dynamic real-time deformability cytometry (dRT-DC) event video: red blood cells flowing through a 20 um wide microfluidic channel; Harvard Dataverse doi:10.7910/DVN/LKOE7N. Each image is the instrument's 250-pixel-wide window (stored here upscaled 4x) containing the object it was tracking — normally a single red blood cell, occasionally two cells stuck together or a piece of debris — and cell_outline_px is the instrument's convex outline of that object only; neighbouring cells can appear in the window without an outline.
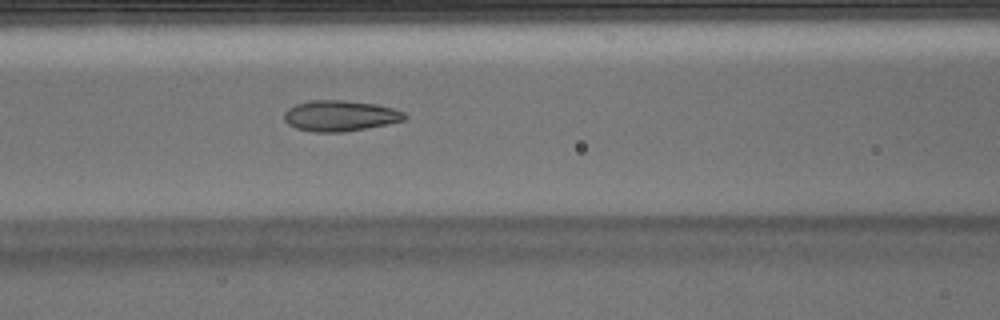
{"species": "Egyptian fruit bat (a non-hibernating species)", "species_latin": "Rousettus aegyptiacus", "temperature_condition": "warm", "stored_images_in_passage": 37, "camera_frame_rate_fps": 3000, "um_per_image_px": 0.085, "animal": {"sex": "male"}, "frame": {"image": 1, "passage_image": 16, "time_ms": 5.0, "image_size_px": [1000, 320], "cell_outline_px": [[408, 116], [404, 120], [388, 124], [344, 132], [312, 132], [296, 128], [288, 124], [284, 120], [284, 112], [288, 108], [296, 104], [312, 100], [344, 100], [376, 104], [392, 108], [404, 112]], "centroid_in_image_um": [28.9, 9.84], "position_along_channel_um": 137.7, "area_um2": 21.68}}
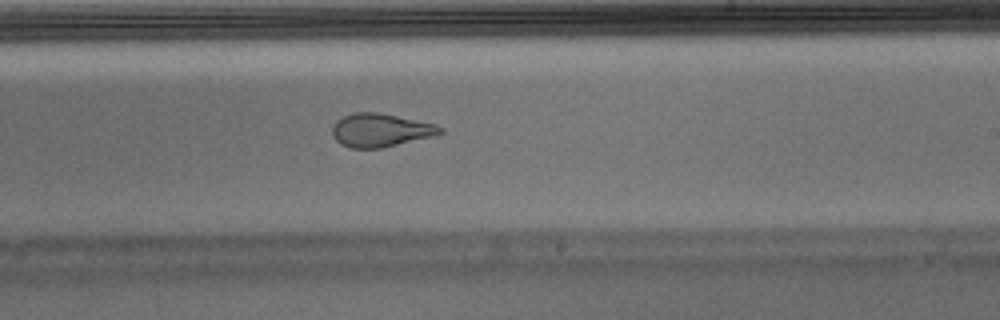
{"frame": {"image": 2, "passage_image": 25, "time_ms": 8.0, "image_size_px": [1000, 320], "cell_outline_px": [[444, 132], [432, 136], [380, 148], [352, 148], [340, 144], [332, 136], [332, 124], [336, 120], [344, 116], [356, 112], [376, 112], [436, 124], [444, 128]], "centroid_in_image_um": [32.31, 11.06], "position_along_channel_um": 256.7, "area_um2": 20.81}}
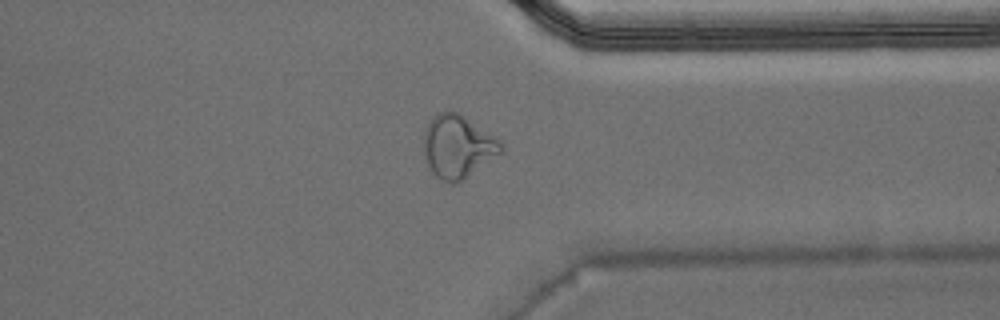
{"frame": {"image": 3, "passage_image": 34, "time_ms": 11.0, "image_size_px": [1000, 320], "cell_outline_px": [[504, 148], [500, 152], [460, 180], [452, 184], [436, 176], [432, 172], [428, 164], [424, 152], [424, 132], [428, 124], [440, 112], [456, 112], [464, 116], [496, 136], [504, 144]], "centroid_in_image_um": [38.91, 12.43], "position_along_channel_um": 372.5, "area_um2": 27.4}}